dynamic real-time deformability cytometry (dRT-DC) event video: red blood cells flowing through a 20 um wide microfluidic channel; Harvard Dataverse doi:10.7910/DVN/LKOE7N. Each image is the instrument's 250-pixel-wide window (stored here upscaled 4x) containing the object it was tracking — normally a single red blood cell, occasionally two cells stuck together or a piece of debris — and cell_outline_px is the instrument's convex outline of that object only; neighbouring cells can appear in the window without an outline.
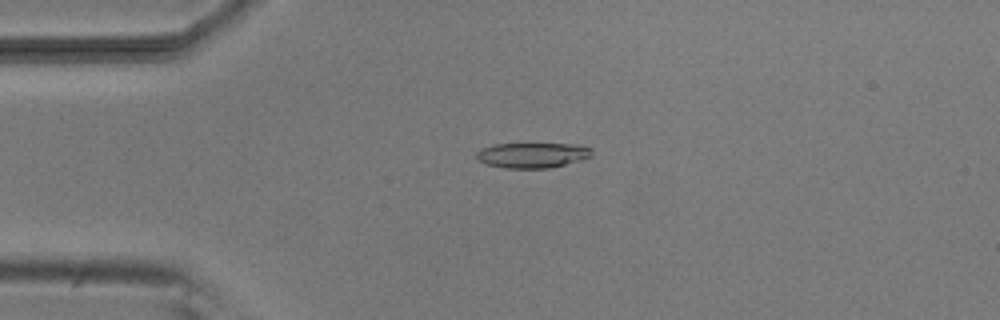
{"species": "common noctule bat (a hibernating species)", "species_latin": "Nyctalus noctula", "temperature_condition": "room temperature", "stored_images_in_passage": 48, "camera_frame_rate_fps": 3000, "um_per_image_px": 0.085, "animal": {"sex": "male", "body_mass_g": 20.5, "forearm_length_mm": 52.5}, "frame": {"image": 1, "passage_image": 12, "time_ms": 3.667, "image_size_px": [1000, 320], "cell_outline_px": [[592, 156], [580, 160], [548, 168], [504, 168], [488, 164], [480, 160], [476, 156], [476, 152], [480, 148], [496, 144], [572, 144], [592, 148]], "centroid_in_image_um": [45.24, 13.18], "position_along_channel_um": 39.8, "area_um2": 16.76}}
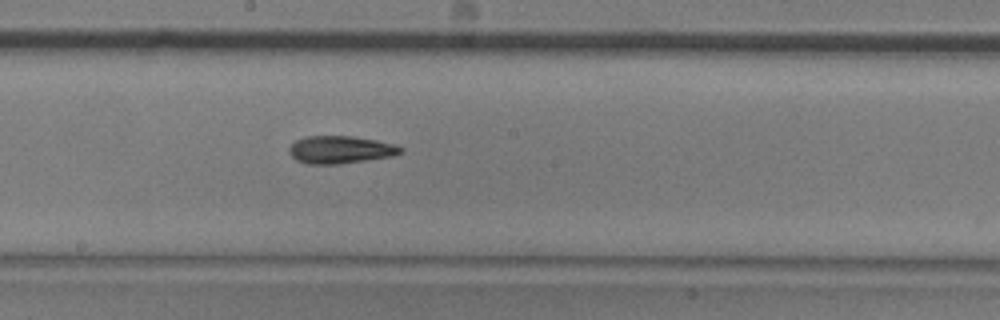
{"frame": {"image": 2, "passage_image": 28, "time_ms": 9.0, "image_size_px": [1000, 320], "cell_outline_px": [[404, 148], [400, 152], [392, 156], [340, 164], [308, 164], [296, 160], [288, 152], [288, 148], [296, 140], [304, 136], [352, 136], [376, 140], [396, 144]], "centroid_in_image_um": [28.91, 12.72], "position_along_channel_um": 219.3, "area_um2": 17.98}}
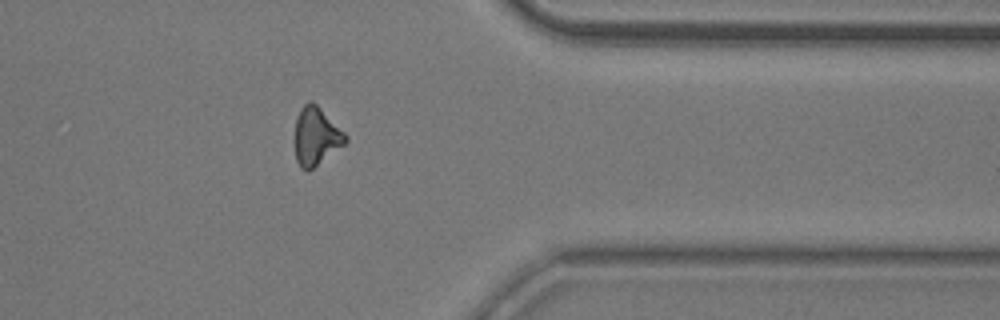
{"frame": {"image": 3, "passage_image": 42, "time_ms": 13.667, "image_size_px": [1000, 320], "cell_outline_px": [[348, 140], [344, 144], [308, 172], [300, 168], [296, 160], [292, 140], [292, 136], [296, 120], [300, 108], [308, 100], [312, 100], [348, 136]], "centroid_in_image_um": [26.8, 11.59], "position_along_channel_um": 384.6, "area_um2": 17.51}}